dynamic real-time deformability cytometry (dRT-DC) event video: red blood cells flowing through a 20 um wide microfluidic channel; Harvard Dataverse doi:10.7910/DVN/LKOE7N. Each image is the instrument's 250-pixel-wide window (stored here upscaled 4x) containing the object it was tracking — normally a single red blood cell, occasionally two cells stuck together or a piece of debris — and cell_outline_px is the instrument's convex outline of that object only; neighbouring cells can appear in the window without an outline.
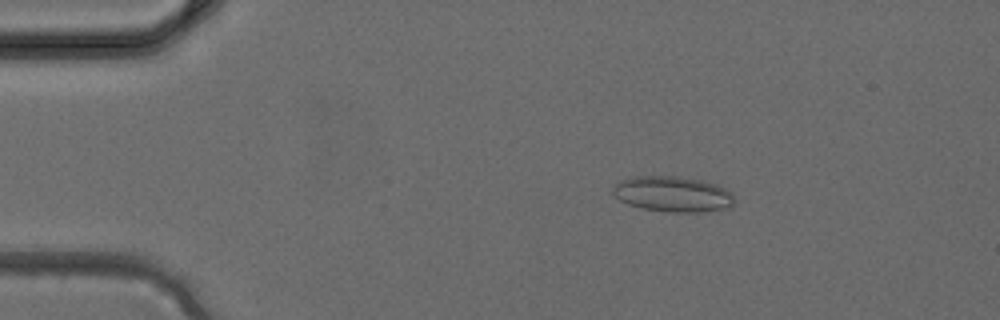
{"species": "common noctule bat (a hibernating species)", "species_latin": "Nyctalus noctula", "temperature_condition": "cold", "stored_images_in_passage": 37, "camera_frame_rate_fps": 3000, "um_per_image_px": 0.085, "animal": {"sex": "female", "body_mass_g": 24.6, "forearm_length_mm": 56.2}, "frame": {"image": 1, "passage_image": 6, "time_ms": 1.667, "image_size_px": [1000, 320], "cell_outline_px": [[736, 200], [728, 208], [700, 212], [668, 212], [640, 208], [628, 204], [620, 200], [612, 192], [612, 188], [620, 180], [632, 176], [676, 176], [700, 180], [716, 184], [732, 192]], "centroid_in_image_um": [57.19, 16.5], "position_along_channel_um": 27.8, "area_um2": 25.32}}
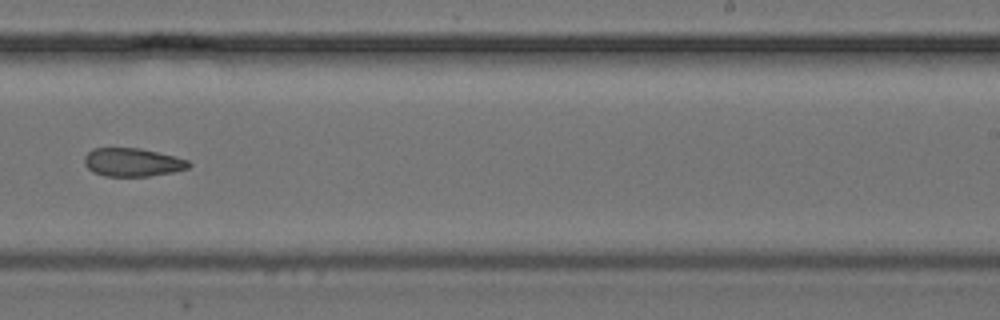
{"frame": {"image": 2, "passage_image": 23, "time_ms": 7.333, "image_size_px": [1000, 320], "cell_outline_px": [[192, 164], [188, 168], [172, 172], [148, 176], [104, 176], [92, 172], [84, 164], [84, 156], [92, 148], [140, 148], [176, 156], [188, 160]], "centroid_in_image_um": [11.25, 13.79], "position_along_channel_um": 277.7, "area_um2": 17.34}}
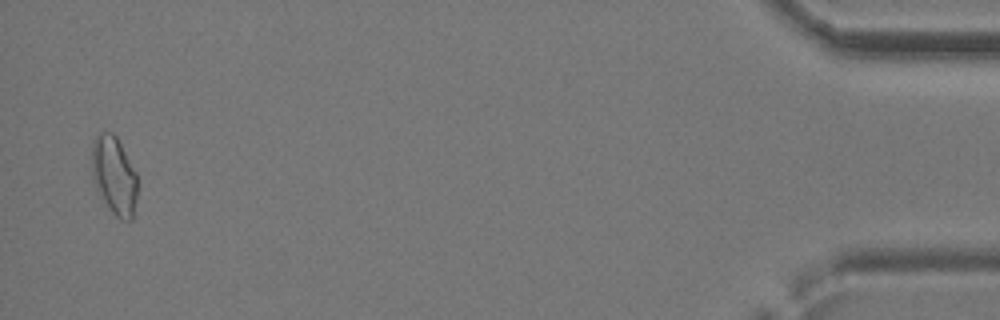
{"frame": {"image": 3, "passage_image": 36, "time_ms": 11.667, "image_size_px": [1000, 320], "cell_outline_px": [[136, 200], [132, 220], [120, 220], [112, 212], [96, 188], [92, 176], [92, 140], [100, 132], [112, 132], [116, 136], [136, 172]], "centroid_in_image_um": [9.69, 14.9], "position_along_channel_um": 425.5, "area_um2": 20.58}}